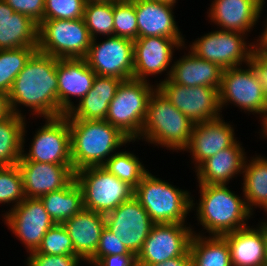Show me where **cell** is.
I'll return each mask as SVG.
<instances>
[{
	"label": "cell",
	"instance_id": "1",
	"mask_svg": "<svg viewBox=\"0 0 267 266\" xmlns=\"http://www.w3.org/2000/svg\"><path fill=\"white\" fill-rule=\"evenodd\" d=\"M12 113L26 118L19 109L30 108L37 118L58 117L57 58L36 51L14 79L8 93Z\"/></svg>",
	"mask_w": 267,
	"mask_h": 266
},
{
	"label": "cell",
	"instance_id": "2",
	"mask_svg": "<svg viewBox=\"0 0 267 266\" xmlns=\"http://www.w3.org/2000/svg\"><path fill=\"white\" fill-rule=\"evenodd\" d=\"M73 171L103 166L131 140L106 120L68 119ZM118 150V151H117Z\"/></svg>",
	"mask_w": 267,
	"mask_h": 266
},
{
	"label": "cell",
	"instance_id": "3",
	"mask_svg": "<svg viewBox=\"0 0 267 266\" xmlns=\"http://www.w3.org/2000/svg\"><path fill=\"white\" fill-rule=\"evenodd\" d=\"M197 186L200 199L194 203L192 196L191 208L196 210L198 225L203 227L201 231L205 229L209 236H223L248 226L247 221L254 214L249 211L244 196L241 198L231 191L227 184Z\"/></svg>",
	"mask_w": 267,
	"mask_h": 266
},
{
	"label": "cell",
	"instance_id": "4",
	"mask_svg": "<svg viewBox=\"0 0 267 266\" xmlns=\"http://www.w3.org/2000/svg\"><path fill=\"white\" fill-rule=\"evenodd\" d=\"M193 126L194 123L156 88L148 101L141 134L135 141L142 139L158 148L179 153L189 145Z\"/></svg>",
	"mask_w": 267,
	"mask_h": 266
},
{
	"label": "cell",
	"instance_id": "5",
	"mask_svg": "<svg viewBox=\"0 0 267 266\" xmlns=\"http://www.w3.org/2000/svg\"><path fill=\"white\" fill-rule=\"evenodd\" d=\"M134 197L149 214L155 224H187L186 217L192 212L191 192L179 189L149 171L134 188Z\"/></svg>",
	"mask_w": 267,
	"mask_h": 266
},
{
	"label": "cell",
	"instance_id": "6",
	"mask_svg": "<svg viewBox=\"0 0 267 266\" xmlns=\"http://www.w3.org/2000/svg\"><path fill=\"white\" fill-rule=\"evenodd\" d=\"M156 84L137 79L123 80L109 104L106 121L120 129L131 140L142 131L148 101Z\"/></svg>",
	"mask_w": 267,
	"mask_h": 266
},
{
	"label": "cell",
	"instance_id": "7",
	"mask_svg": "<svg viewBox=\"0 0 267 266\" xmlns=\"http://www.w3.org/2000/svg\"><path fill=\"white\" fill-rule=\"evenodd\" d=\"M254 42L247 35L237 31L216 30L202 35L188 45L197 57L218 64L223 70L249 64L253 48L262 43L264 28ZM256 40V41H255ZM250 42V43H249Z\"/></svg>",
	"mask_w": 267,
	"mask_h": 266
},
{
	"label": "cell",
	"instance_id": "8",
	"mask_svg": "<svg viewBox=\"0 0 267 266\" xmlns=\"http://www.w3.org/2000/svg\"><path fill=\"white\" fill-rule=\"evenodd\" d=\"M74 179L82 190L84 209L104 215L134 196L132 186L102 166L78 170Z\"/></svg>",
	"mask_w": 267,
	"mask_h": 266
},
{
	"label": "cell",
	"instance_id": "9",
	"mask_svg": "<svg viewBox=\"0 0 267 266\" xmlns=\"http://www.w3.org/2000/svg\"><path fill=\"white\" fill-rule=\"evenodd\" d=\"M92 38L84 19L43 20L38 29V51L57 59L85 58Z\"/></svg>",
	"mask_w": 267,
	"mask_h": 266
},
{
	"label": "cell",
	"instance_id": "10",
	"mask_svg": "<svg viewBox=\"0 0 267 266\" xmlns=\"http://www.w3.org/2000/svg\"><path fill=\"white\" fill-rule=\"evenodd\" d=\"M44 120V125L35 130L28 151L24 150L27 134V123L25 122L22 135V154L19 161L72 165L68 118L64 115Z\"/></svg>",
	"mask_w": 267,
	"mask_h": 266
},
{
	"label": "cell",
	"instance_id": "11",
	"mask_svg": "<svg viewBox=\"0 0 267 266\" xmlns=\"http://www.w3.org/2000/svg\"><path fill=\"white\" fill-rule=\"evenodd\" d=\"M244 67L242 65L223 70L219 89L221 112L224 107L233 104L241 112H251L261 118L267 110V97L253 66L249 63Z\"/></svg>",
	"mask_w": 267,
	"mask_h": 266
},
{
	"label": "cell",
	"instance_id": "12",
	"mask_svg": "<svg viewBox=\"0 0 267 266\" xmlns=\"http://www.w3.org/2000/svg\"><path fill=\"white\" fill-rule=\"evenodd\" d=\"M156 82V88L192 123L208 122L222 116L219 89L208 86H181L169 78Z\"/></svg>",
	"mask_w": 267,
	"mask_h": 266
},
{
	"label": "cell",
	"instance_id": "13",
	"mask_svg": "<svg viewBox=\"0 0 267 266\" xmlns=\"http://www.w3.org/2000/svg\"><path fill=\"white\" fill-rule=\"evenodd\" d=\"M100 42L92 39L85 56L88 66L99 76L115 77L122 81L133 78L134 41L107 36ZM98 42V43H97Z\"/></svg>",
	"mask_w": 267,
	"mask_h": 266
},
{
	"label": "cell",
	"instance_id": "14",
	"mask_svg": "<svg viewBox=\"0 0 267 266\" xmlns=\"http://www.w3.org/2000/svg\"><path fill=\"white\" fill-rule=\"evenodd\" d=\"M180 223L154 224L137 254V263L146 266L184 255L190 247L193 226Z\"/></svg>",
	"mask_w": 267,
	"mask_h": 266
},
{
	"label": "cell",
	"instance_id": "15",
	"mask_svg": "<svg viewBox=\"0 0 267 266\" xmlns=\"http://www.w3.org/2000/svg\"><path fill=\"white\" fill-rule=\"evenodd\" d=\"M4 212L2 221L21 241L28 254L38 249L46 232L55 224L38 198H25Z\"/></svg>",
	"mask_w": 267,
	"mask_h": 266
},
{
	"label": "cell",
	"instance_id": "16",
	"mask_svg": "<svg viewBox=\"0 0 267 266\" xmlns=\"http://www.w3.org/2000/svg\"><path fill=\"white\" fill-rule=\"evenodd\" d=\"M184 38L144 37L134 41V71L133 78L148 81L152 75L165 74L168 79L172 69L175 49L185 48ZM175 48V49H174ZM167 76V77H166Z\"/></svg>",
	"mask_w": 267,
	"mask_h": 266
},
{
	"label": "cell",
	"instance_id": "17",
	"mask_svg": "<svg viewBox=\"0 0 267 266\" xmlns=\"http://www.w3.org/2000/svg\"><path fill=\"white\" fill-rule=\"evenodd\" d=\"M154 224L134 196L105 214V227L136 256Z\"/></svg>",
	"mask_w": 267,
	"mask_h": 266
},
{
	"label": "cell",
	"instance_id": "18",
	"mask_svg": "<svg viewBox=\"0 0 267 266\" xmlns=\"http://www.w3.org/2000/svg\"><path fill=\"white\" fill-rule=\"evenodd\" d=\"M96 73L84 58L57 59L58 117L68 114L90 91Z\"/></svg>",
	"mask_w": 267,
	"mask_h": 266
},
{
	"label": "cell",
	"instance_id": "19",
	"mask_svg": "<svg viewBox=\"0 0 267 266\" xmlns=\"http://www.w3.org/2000/svg\"><path fill=\"white\" fill-rule=\"evenodd\" d=\"M265 3V0H212L207 16L209 22L220 30L237 31L248 36L259 22Z\"/></svg>",
	"mask_w": 267,
	"mask_h": 266
},
{
	"label": "cell",
	"instance_id": "20",
	"mask_svg": "<svg viewBox=\"0 0 267 266\" xmlns=\"http://www.w3.org/2000/svg\"><path fill=\"white\" fill-rule=\"evenodd\" d=\"M234 130L233 125L225 122L222 116L194 124L189 145L183 150L190 153L194 169L209 157L232 146L237 141Z\"/></svg>",
	"mask_w": 267,
	"mask_h": 266
},
{
	"label": "cell",
	"instance_id": "21",
	"mask_svg": "<svg viewBox=\"0 0 267 266\" xmlns=\"http://www.w3.org/2000/svg\"><path fill=\"white\" fill-rule=\"evenodd\" d=\"M26 198H40L44 194L64 188L73 178L72 165L19 161Z\"/></svg>",
	"mask_w": 267,
	"mask_h": 266
},
{
	"label": "cell",
	"instance_id": "22",
	"mask_svg": "<svg viewBox=\"0 0 267 266\" xmlns=\"http://www.w3.org/2000/svg\"><path fill=\"white\" fill-rule=\"evenodd\" d=\"M174 4L155 0H135L138 38H185L174 17Z\"/></svg>",
	"mask_w": 267,
	"mask_h": 266
},
{
	"label": "cell",
	"instance_id": "23",
	"mask_svg": "<svg viewBox=\"0 0 267 266\" xmlns=\"http://www.w3.org/2000/svg\"><path fill=\"white\" fill-rule=\"evenodd\" d=\"M240 141L203 161L195 170L198 185L229 184L243 173L246 152ZM237 175V176H236Z\"/></svg>",
	"mask_w": 267,
	"mask_h": 266
},
{
	"label": "cell",
	"instance_id": "24",
	"mask_svg": "<svg viewBox=\"0 0 267 266\" xmlns=\"http://www.w3.org/2000/svg\"><path fill=\"white\" fill-rule=\"evenodd\" d=\"M63 225L71 238L74 253L86 264L98 247L105 228V215L83 208Z\"/></svg>",
	"mask_w": 267,
	"mask_h": 266
},
{
	"label": "cell",
	"instance_id": "25",
	"mask_svg": "<svg viewBox=\"0 0 267 266\" xmlns=\"http://www.w3.org/2000/svg\"><path fill=\"white\" fill-rule=\"evenodd\" d=\"M188 53L173 62L169 79L181 86H208L220 89L223 69L216 63L197 57L185 46Z\"/></svg>",
	"mask_w": 267,
	"mask_h": 266
},
{
	"label": "cell",
	"instance_id": "26",
	"mask_svg": "<svg viewBox=\"0 0 267 266\" xmlns=\"http://www.w3.org/2000/svg\"><path fill=\"white\" fill-rule=\"evenodd\" d=\"M257 226L249 225L223 235L228 242L232 266H265L266 234L259 223Z\"/></svg>",
	"mask_w": 267,
	"mask_h": 266
},
{
	"label": "cell",
	"instance_id": "27",
	"mask_svg": "<svg viewBox=\"0 0 267 266\" xmlns=\"http://www.w3.org/2000/svg\"><path fill=\"white\" fill-rule=\"evenodd\" d=\"M121 82L119 78L96 75L90 91L65 116L68 119L105 120Z\"/></svg>",
	"mask_w": 267,
	"mask_h": 266
},
{
	"label": "cell",
	"instance_id": "28",
	"mask_svg": "<svg viewBox=\"0 0 267 266\" xmlns=\"http://www.w3.org/2000/svg\"><path fill=\"white\" fill-rule=\"evenodd\" d=\"M255 156L246 158L244 163L242 197L252 214L257 207L267 213V157Z\"/></svg>",
	"mask_w": 267,
	"mask_h": 266
},
{
	"label": "cell",
	"instance_id": "29",
	"mask_svg": "<svg viewBox=\"0 0 267 266\" xmlns=\"http://www.w3.org/2000/svg\"><path fill=\"white\" fill-rule=\"evenodd\" d=\"M200 232L193 231L190 241L192 266H232L227 240Z\"/></svg>",
	"mask_w": 267,
	"mask_h": 266
},
{
	"label": "cell",
	"instance_id": "30",
	"mask_svg": "<svg viewBox=\"0 0 267 266\" xmlns=\"http://www.w3.org/2000/svg\"><path fill=\"white\" fill-rule=\"evenodd\" d=\"M39 199L55 224H63L84 208L82 190L74 178L64 188Z\"/></svg>",
	"mask_w": 267,
	"mask_h": 266
},
{
	"label": "cell",
	"instance_id": "31",
	"mask_svg": "<svg viewBox=\"0 0 267 266\" xmlns=\"http://www.w3.org/2000/svg\"><path fill=\"white\" fill-rule=\"evenodd\" d=\"M38 29L31 17L15 12L0 23V50L38 47Z\"/></svg>",
	"mask_w": 267,
	"mask_h": 266
},
{
	"label": "cell",
	"instance_id": "32",
	"mask_svg": "<svg viewBox=\"0 0 267 266\" xmlns=\"http://www.w3.org/2000/svg\"><path fill=\"white\" fill-rule=\"evenodd\" d=\"M25 122V117L14 113L0 120V167H11L19 162Z\"/></svg>",
	"mask_w": 267,
	"mask_h": 266
},
{
	"label": "cell",
	"instance_id": "33",
	"mask_svg": "<svg viewBox=\"0 0 267 266\" xmlns=\"http://www.w3.org/2000/svg\"><path fill=\"white\" fill-rule=\"evenodd\" d=\"M118 151L102 166L115 177L135 188L149 171L133 152Z\"/></svg>",
	"mask_w": 267,
	"mask_h": 266
},
{
	"label": "cell",
	"instance_id": "34",
	"mask_svg": "<svg viewBox=\"0 0 267 266\" xmlns=\"http://www.w3.org/2000/svg\"><path fill=\"white\" fill-rule=\"evenodd\" d=\"M83 19L92 39L114 36L113 2H86Z\"/></svg>",
	"mask_w": 267,
	"mask_h": 266
},
{
	"label": "cell",
	"instance_id": "35",
	"mask_svg": "<svg viewBox=\"0 0 267 266\" xmlns=\"http://www.w3.org/2000/svg\"><path fill=\"white\" fill-rule=\"evenodd\" d=\"M38 47H20L0 50V91L8 94L14 79L25 67Z\"/></svg>",
	"mask_w": 267,
	"mask_h": 266
},
{
	"label": "cell",
	"instance_id": "36",
	"mask_svg": "<svg viewBox=\"0 0 267 266\" xmlns=\"http://www.w3.org/2000/svg\"><path fill=\"white\" fill-rule=\"evenodd\" d=\"M23 180L18 165L0 167V204H8L10 209L19 205L25 199Z\"/></svg>",
	"mask_w": 267,
	"mask_h": 266
},
{
	"label": "cell",
	"instance_id": "37",
	"mask_svg": "<svg viewBox=\"0 0 267 266\" xmlns=\"http://www.w3.org/2000/svg\"><path fill=\"white\" fill-rule=\"evenodd\" d=\"M114 36L135 41L138 38V25L135 13V0L113 2Z\"/></svg>",
	"mask_w": 267,
	"mask_h": 266
},
{
	"label": "cell",
	"instance_id": "38",
	"mask_svg": "<svg viewBox=\"0 0 267 266\" xmlns=\"http://www.w3.org/2000/svg\"><path fill=\"white\" fill-rule=\"evenodd\" d=\"M31 253L76 255L71 238L63 224H54L44 235L38 249Z\"/></svg>",
	"mask_w": 267,
	"mask_h": 266
},
{
	"label": "cell",
	"instance_id": "39",
	"mask_svg": "<svg viewBox=\"0 0 267 266\" xmlns=\"http://www.w3.org/2000/svg\"><path fill=\"white\" fill-rule=\"evenodd\" d=\"M85 0H45L44 20L83 18Z\"/></svg>",
	"mask_w": 267,
	"mask_h": 266
},
{
	"label": "cell",
	"instance_id": "40",
	"mask_svg": "<svg viewBox=\"0 0 267 266\" xmlns=\"http://www.w3.org/2000/svg\"><path fill=\"white\" fill-rule=\"evenodd\" d=\"M115 254H134L117 239V237L106 227L102 230L101 238L95 254L86 262L94 266L103 256Z\"/></svg>",
	"mask_w": 267,
	"mask_h": 266
},
{
	"label": "cell",
	"instance_id": "41",
	"mask_svg": "<svg viewBox=\"0 0 267 266\" xmlns=\"http://www.w3.org/2000/svg\"><path fill=\"white\" fill-rule=\"evenodd\" d=\"M27 266H80L82 259L77 255H47L41 253H29Z\"/></svg>",
	"mask_w": 267,
	"mask_h": 266
},
{
	"label": "cell",
	"instance_id": "42",
	"mask_svg": "<svg viewBox=\"0 0 267 266\" xmlns=\"http://www.w3.org/2000/svg\"><path fill=\"white\" fill-rule=\"evenodd\" d=\"M15 12L31 17L40 24L44 20L45 0H4Z\"/></svg>",
	"mask_w": 267,
	"mask_h": 266
},
{
	"label": "cell",
	"instance_id": "43",
	"mask_svg": "<svg viewBox=\"0 0 267 266\" xmlns=\"http://www.w3.org/2000/svg\"><path fill=\"white\" fill-rule=\"evenodd\" d=\"M249 63L256 71L267 97V47L263 43L254 46Z\"/></svg>",
	"mask_w": 267,
	"mask_h": 266
},
{
	"label": "cell",
	"instance_id": "44",
	"mask_svg": "<svg viewBox=\"0 0 267 266\" xmlns=\"http://www.w3.org/2000/svg\"><path fill=\"white\" fill-rule=\"evenodd\" d=\"M136 264L135 254H115L103 256L94 266H135Z\"/></svg>",
	"mask_w": 267,
	"mask_h": 266
},
{
	"label": "cell",
	"instance_id": "45",
	"mask_svg": "<svg viewBox=\"0 0 267 266\" xmlns=\"http://www.w3.org/2000/svg\"><path fill=\"white\" fill-rule=\"evenodd\" d=\"M146 266H192L191 253L188 250L184 255L175 258H170L162 263H156Z\"/></svg>",
	"mask_w": 267,
	"mask_h": 266
},
{
	"label": "cell",
	"instance_id": "46",
	"mask_svg": "<svg viewBox=\"0 0 267 266\" xmlns=\"http://www.w3.org/2000/svg\"><path fill=\"white\" fill-rule=\"evenodd\" d=\"M12 114L9 96L0 91V120H4Z\"/></svg>",
	"mask_w": 267,
	"mask_h": 266
},
{
	"label": "cell",
	"instance_id": "47",
	"mask_svg": "<svg viewBox=\"0 0 267 266\" xmlns=\"http://www.w3.org/2000/svg\"><path fill=\"white\" fill-rule=\"evenodd\" d=\"M13 14L15 11L4 0H0V23Z\"/></svg>",
	"mask_w": 267,
	"mask_h": 266
},
{
	"label": "cell",
	"instance_id": "48",
	"mask_svg": "<svg viewBox=\"0 0 267 266\" xmlns=\"http://www.w3.org/2000/svg\"><path fill=\"white\" fill-rule=\"evenodd\" d=\"M261 122V132L259 131L258 133H261L262 135L261 138H266L267 139V110L264 112L263 116L259 118Z\"/></svg>",
	"mask_w": 267,
	"mask_h": 266
},
{
	"label": "cell",
	"instance_id": "49",
	"mask_svg": "<svg viewBox=\"0 0 267 266\" xmlns=\"http://www.w3.org/2000/svg\"><path fill=\"white\" fill-rule=\"evenodd\" d=\"M264 23V37H263V40H262V43L267 47V18L265 21H263Z\"/></svg>",
	"mask_w": 267,
	"mask_h": 266
},
{
	"label": "cell",
	"instance_id": "50",
	"mask_svg": "<svg viewBox=\"0 0 267 266\" xmlns=\"http://www.w3.org/2000/svg\"><path fill=\"white\" fill-rule=\"evenodd\" d=\"M267 214V213H266ZM267 219H265L264 221L262 220L260 223V226L263 228L265 234H266V241H267Z\"/></svg>",
	"mask_w": 267,
	"mask_h": 266
},
{
	"label": "cell",
	"instance_id": "51",
	"mask_svg": "<svg viewBox=\"0 0 267 266\" xmlns=\"http://www.w3.org/2000/svg\"><path fill=\"white\" fill-rule=\"evenodd\" d=\"M155 1L167 2V3H170V4H174V5H176V3H178L177 0H155Z\"/></svg>",
	"mask_w": 267,
	"mask_h": 266
},
{
	"label": "cell",
	"instance_id": "52",
	"mask_svg": "<svg viewBox=\"0 0 267 266\" xmlns=\"http://www.w3.org/2000/svg\"><path fill=\"white\" fill-rule=\"evenodd\" d=\"M86 2H98V1H111V2H114V1H119V0H85Z\"/></svg>",
	"mask_w": 267,
	"mask_h": 266
},
{
	"label": "cell",
	"instance_id": "53",
	"mask_svg": "<svg viewBox=\"0 0 267 266\" xmlns=\"http://www.w3.org/2000/svg\"><path fill=\"white\" fill-rule=\"evenodd\" d=\"M265 266H267V241H266V258H265Z\"/></svg>",
	"mask_w": 267,
	"mask_h": 266
}]
</instances>
